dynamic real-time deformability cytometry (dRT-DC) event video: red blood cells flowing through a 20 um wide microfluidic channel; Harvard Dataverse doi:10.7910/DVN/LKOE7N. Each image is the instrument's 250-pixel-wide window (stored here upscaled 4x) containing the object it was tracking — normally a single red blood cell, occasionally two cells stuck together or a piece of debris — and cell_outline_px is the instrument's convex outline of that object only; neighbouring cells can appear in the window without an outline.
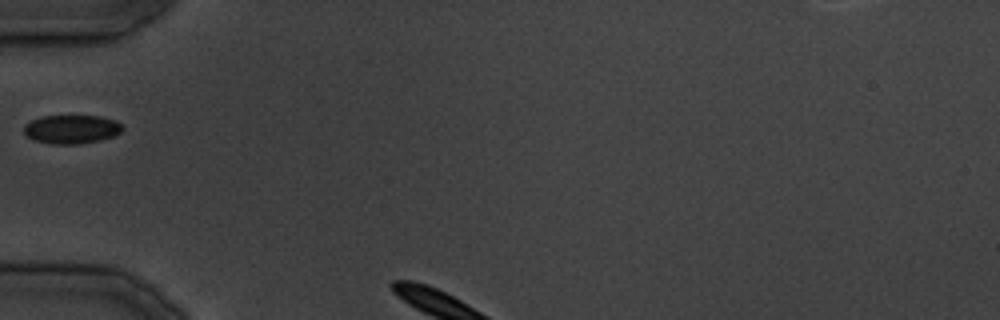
{"species": "common noctule bat (a hibernating species)", "species_latin": "Nyctalus noctula", "temperature_condition": "cold", "stored_images_in_passage": 3, "camera_frame_rate_fps": 3000, "um_per_image_px": 0.085, "animal": {"sex": "male", "body_mass_g": 19.5, "forearm_length_mm": 54.6}, "frame": {"image": 1, "passage_image": 1, "time_ms": 0.0, "image_size_px": [1000, 320], "cell_outline_px": [[124, 128], [120, 132], [112, 136], [100, 140], [76, 144], [52, 144], [36, 140], [28, 136], [24, 132], [24, 124], [40, 116], [100, 116], [116, 120]], "centroid_in_image_um": [6.08, 10.97], "position_along_channel_um": 78.9, "area_um2": 16.36}}